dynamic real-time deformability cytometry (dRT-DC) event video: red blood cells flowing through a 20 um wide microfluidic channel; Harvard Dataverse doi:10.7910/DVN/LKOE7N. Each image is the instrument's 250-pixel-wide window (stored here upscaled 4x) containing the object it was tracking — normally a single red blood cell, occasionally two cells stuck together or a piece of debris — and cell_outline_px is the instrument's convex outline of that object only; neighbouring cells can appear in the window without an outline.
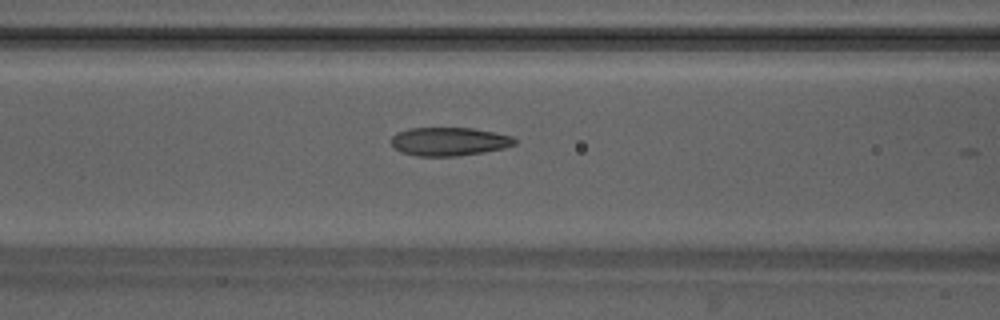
{"species": "Egyptian fruit bat (a non-hibernating species)", "species_latin": "Rousettus aegyptiacus", "temperature_condition": "warm", "stored_images_in_passage": 9, "camera_frame_rate_fps": 3000, "um_per_image_px": 0.085, "animal": {"sex": "male"}, "frame": {"image": 1, "passage_image": 3, "time_ms": 0.667, "image_size_px": [1000, 320], "cell_outline_px": [[516, 144], [504, 148], [484, 152], [456, 156], [416, 156], [400, 152], [392, 144], [392, 136], [396, 132], [408, 128], [472, 128], [512, 136], [516, 140]], "centroid_in_image_um": [38.16, 12.03], "position_along_channel_um": 128.4, "area_um2": 20.46}}
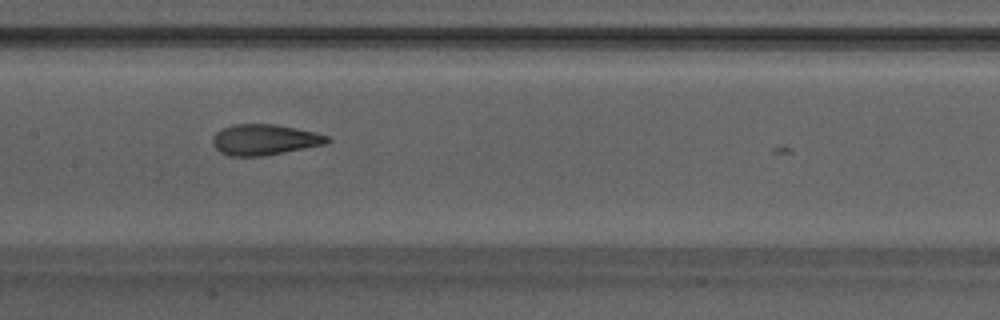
{"frame": {"image": 2, "passage_image": 7, "time_ms": 2.0, "image_size_px": [1000, 320], "cell_outline_px": [[332, 140], [324, 144], [264, 156], [228, 156], [220, 152], [212, 144], [212, 136], [216, 132], [232, 124], [276, 124], [316, 132], [328, 136]], "centroid_in_image_um": [22.46, 11.87], "position_along_channel_um": 184.9, "area_um2": 20.58}}